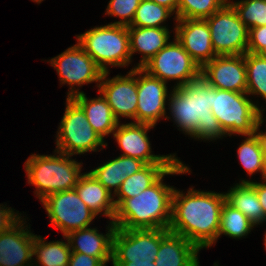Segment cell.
Instances as JSON below:
<instances>
[{
  "label": "cell",
  "mask_w": 266,
  "mask_h": 266,
  "mask_svg": "<svg viewBox=\"0 0 266 266\" xmlns=\"http://www.w3.org/2000/svg\"><path fill=\"white\" fill-rule=\"evenodd\" d=\"M257 54L260 57L266 58V43H265V46Z\"/></svg>",
  "instance_id": "cell-43"
},
{
  "label": "cell",
  "mask_w": 266,
  "mask_h": 266,
  "mask_svg": "<svg viewBox=\"0 0 266 266\" xmlns=\"http://www.w3.org/2000/svg\"><path fill=\"white\" fill-rule=\"evenodd\" d=\"M142 0H110L105 15L118 17L120 21L110 24L129 26L135 16L136 9Z\"/></svg>",
  "instance_id": "cell-34"
},
{
  "label": "cell",
  "mask_w": 266,
  "mask_h": 266,
  "mask_svg": "<svg viewBox=\"0 0 266 266\" xmlns=\"http://www.w3.org/2000/svg\"><path fill=\"white\" fill-rule=\"evenodd\" d=\"M175 21L174 37L200 67L217 56L206 20L176 19Z\"/></svg>",
  "instance_id": "cell-18"
},
{
  "label": "cell",
  "mask_w": 266,
  "mask_h": 266,
  "mask_svg": "<svg viewBox=\"0 0 266 266\" xmlns=\"http://www.w3.org/2000/svg\"><path fill=\"white\" fill-rule=\"evenodd\" d=\"M254 227L255 225L242 212L225 200L221 208L217 240L222 235L233 239L245 238Z\"/></svg>",
  "instance_id": "cell-28"
},
{
  "label": "cell",
  "mask_w": 266,
  "mask_h": 266,
  "mask_svg": "<svg viewBox=\"0 0 266 266\" xmlns=\"http://www.w3.org/2000/svg\"><path fill=\"white\" fill-rule=\"evenodd\" d=\"M189 172L190 168L179 158L150 187L135 197L126 198L116 208L113 219L116 228L169 229L175 187L165 184L164 177Z\"/></svg>",
  "instance_id": "cell-2"
},
{
  "label": "cell",
  "mask_w": 266,
  "mask_h": 266,
  "mask_svg": "<svg viewBox=\"0 0 266 266\" xmlns=\"http://www.w3.org/2000/svg\"><path fill=\"white\" fill-rule=\"evenodd\" d=\"M205 20L216 55H243L247 52L249 29L228 2Z\"/></svg>",
  "instance_id": "cell-10"
},
{
  "label": "cell",
  "mask_w": 266,
  "mask_h": 266,
  "mask_svg": "<svg viewBox=\"0 0 266 266\" xmlns=\"http://www.w3.org/2000/svg\"><path fill=\"white\" fill-rule=\"evenodd\" d=\"M228 0H179L176 19H202L220 10Z\"/></svg>",
  "instance_id": "cell-31"
},
{
  "label": "cell",
  "mask_w": 266,
  "mask_h": 266,
  "mask_svg": "<svg viewBox=\"0 0 266 266\" xmlns=\"http://www.w3.org/2000/svg\"><path fill=\"white\" fill-rule=\"evenodd\" d=\"M225 193L189 188L186 195L175 188L169 231L185 237L200 250L216 245Z\"/></svg>",
  "instance_id": "cell-1"
},
{
  "label": "cell",
  "mask_w": 266,
  "mask_h": 266,
  "mask_svg": "<svg viewBox=\"0 0 266 266\" xmlns=\"http://www.w3.org/2000/svg\"><path fill=\"white\" fill-rule=\"evenodd\" d=\"M168 107L171 119L179 131L197 140L213 141L227 137L213 115L212 86L202 77L184 86L172 87Z\"/></svg>",
  "instance_id": "cell-3"
},
{
  "label": "cell",
  "mask_w": 266,
  "mask_h": 266,
  "mask_svg": "<svg viewBox=\"0 0 266 266\" xmlns=\"http://www.w3.org/2000/svg\"><path fill=\"white\" fill-rule=\"evenodd\" d=\"M98 93L99 96L93 99H89L84 92L74 96L73 99L84 110L94 131L104 140L107 135H113L119 122L115 119L106 99L100 92Z\"/></svg>",
  "instance_id": "cell-24"
},
{
  "label": "cell",
  "mask_w": 266,
  "mask_h": 266,
  "mask_svg": "<svg viewBox=\"0 0 266 266\" xmlns=\"http://www.w3.org/2000/svg\"><path fill=\"white\" fill-rule=\"evenodd\" d=\"M6 205L0 204V234L6 232L22 217L21 212H14L11 207Z\"/></svg>",
  "instance_id": "cell-36"
},
{
  "label": "cell",
  "mask_w": 266,
  "mask_h": 266,
  "mask_svg": "<svg viewBox=\"0 0 266 266\" xmlns=\"http://www.w3.org/2000/svg\"><path fill=\"white\" fill-rule=\"evenodd\" d=\"M167 84L137 67L136 123L156 126L161 118L166 119V105L170 94Z\"/></svg>",
  "instance_id": "cell-14"
},
{
  "label": "cell",
  "mask_w": 266,
  "mask_h": 266,
  "mask_svg": "<svg viewBox=\"0 0 266 266\" xmlns=\"http://www.w3.org/2000/svg\"><path fill=\"white\" fill-rule=\"evenodd\" d=\"M201 77L213 88L246 92L245 54L217 55L201 67Z\"/></svg>",
  "instance_id": "cell-16"
},
{
  "label": "cell",
  "mask_w": 266,
  "mask_h": 266,
  "mask_svg": "<svg viewBox=\"0 0 266 266\" xmlns=\"http://www.w3.org/2000/svg\"><path fill=\"white\" fill-rule=\"evenodd\" d=\"M34 2H36L37 4H40L43 0H32Z\"/></svg>",
  "instance_id": "cell-45"
},
{
  "label": "cell",
  "mask_w": 266,
  "mask_h": 266,
  "mask_svg": "<svg viewBox=\"0 0 266 266\" xmlns=\"http://www.w3.org/2000/svg\"><path fill=\"white\" fill-rule=\"evenodd\" d=\"M173 14L174 13L170 9L152 0H142L129 26L168 28L164 23L167 21V18H170Z\"/></svg>",
  "instance_id": "cell-29"
},
{
  "label": "cell",
  "mask_w": 266,
  "mask_h": 266,
  "mask_svg": "<svg viewBox=\"0 0 266 266\" xmlns=\"http://www.w3.org/2000/svg\"><path fill=\"white\" fill-rule=\"evenodd\" d=\"M145 166L141 160L120 155L89 172L114 196L127 177Z\"/></svg>",
  "instance_id": "cell-23"
},
{
  "label": "cell",
  "mask_w": 266,
  "mask_h": 266,
  "mask_svg": "<svg viewBox=\"0 0 266 266\" xmlns=\"http://www.w3.org/2000/svg\"><path fill=\"white\" fill-rule=\"evenodd\" d=\"M106 234L99 233L97 228H84L62 236L68 240L72 252L84 253L99 258L105 265L112 261L113 236L116 226L109 221Z\"/></svg>",
  "instance_id": "cell-19"
},
{
  "label": "cell",
  "mask_w": 266,
  "mask_h": 266,
  "mask_svg": "<svg viewBox=\"0 0 266 266\" xmlns=\"http://www.w3.org/2000/svg\"><path fill=\"white\" fill-rule=\"evenodd\" d=\"M75 36L103 72H109L110 66L124 68L132 63L127 26L106 24Z\"/></svg>",
  "instance_id": "cell-5"
},
{
  "label": "cell",
  "mask_w": 266,
  "mask_h": 266,
  "mask_svg": "<svg viewBox=\"0 0 266 266\" xmlns=\"http://www.w3.org/2000/svg\"><path fill=\"white\" fill-rule=\"evenodd\" d=\"M265 238H264V244H265V249H266V232H265Z\"/></svg>",
  "instance_id": "cell-46"
},
{
  "label": "cell",
  "mask_w": 266,
  "mask_h": 266,
  "mask_svg": "<svg viewBox=\"0 0 266 266\" xmlns=\"http://www.w3.org/2000/svg\"><path fill=\"white\" fill-rule=\"evenodd\" d=\"M53 154H32L24 164L28 184L35 186L34 195L40 201L50 194L73 190L84 174L83 163L72 159V155L57 150Z\"/></svg>",
  "instance_id": "cell-4"
},
{
  "label": "cell",
  "mask_w": 266,
  "mask_h": 266,
  "mask_svg": "<svg viewBox=\"0 0 266 266\" xmlns=\"http://www.w3.org/2000/svg\"><path fill=\"white\" fill-rule=\"evenodd\" d=\"M125 76L116 75L109 78V72H104L98 86V92L108 102L115 119L130 118L136 122L137 112V67L133 66Z\"/></svg>",
  "instance_id": "cell-13"
},
{
  "label": "cell",
  "mask_w": 266,
  "mask_h": 266,
  "mask_svg": "<svg viewBox=\"0 0 266 266\" xmlns=\"http://www.w3.org/2000/svg\"><path fill=\"white\" fill-rule=\"evenodd\" d=\"M68 266H107L99 258L84 253L72 252Z\"/></svg>",
  "instance_id": "cell-37"
},
{
  "label": "cell",
  "mask_w": 266,
  "mask_h": 266,
  "mask_svg": "<svg viewBox=\"0 0 266 266\" xmlns=\"http://www.w3.org/2000/svg\"><path fill=\"white\" fill-rule=\"evenodd\" d=\"M247 138L241 142L237 150L240 164L243 166L248 176L254 173H262L263 152L255 134L246 135Z\"/></svg>",
  "instance_id": "cell-32"
},
{
  "label": "cell",
  "mask_w": 266,
  "mask_h": 266,
  "mask_svg": "<svg viewBox=\"0 0 266 266\" xmlns=\"http://www.w3.org/2000/svg\"><path fill=\"white\" fill-rule=\"evenodd\" d=\"M262 175V179L260 180V181H264V182H266V155H264L263 156V168H262V173H261Z\"/></svg>",
  "instance_id": "cell-42"
},
{
  "label": "cell",
  "mask_w": 266,
  "mask_h": 266,
  "mask_svg": "<svg viewBox=\"0 0 266 266\" xmlns=\"http://www.w3.org/2000/svg\"><path fill=\"white\" fill-rule=\"evenodd\" d=\"M152 1L159 5L167 7L175 15L177 14L179 0H152Z\"/></svg>",
  "instance_id": "cell-40"
},
{
  "label": "cell",
  "mask_w": 266,
  "mask_h": 266,
  "mask_svg": "<svg viewBox=\"0 0 266 266\" xmlns=\"http://www.w3.org/2000/svg\"><path fill=\"white\" fill-rule=\"evenodd\" d=\"M173 39L141 68L166 83L176 80L173 87H179L200 78L201 67L177 39Z\"/></svg>",
  "instance_id": "cell-8"
},
{
  "label": "cell",
  "mask_w": 266,
  "mask_h": 266,
  "mask_svg": "<svg viewBox=\"0 0 266 266\" xmlns=\"http://www.w3.org/2000/svg\"><path fill=\"white\" fill-rule=\"evenodd\" d=\"M26 223V217H21L6 232L0 234V266L33 265L35 233L31 232L30 225L28 227Z\"/></svg>",
  "instance_id": "cell-17"
},
{
  "label": "cell",
  "mask_w": 266,
  "mask_h": 266,
  "mask_svg": "<svg viewBox=\"0 0 266 266\" xmlns=\"http://www.w3.org/2000/svg\"><path fill=\"white\" fill-rule=\"evenodd\" d=\"M225 197L231 206L242 212L256 227L265 223V215L256 189L250 182L236 183L225 193Z\"/></svg>",
  "instance_id": "cell-25"
},
{
  "label": "cell",
  "mask_w": 266,
  "mask_h": 266,
  "mask_svg": "<svg viewBox=\"0 0 266 266\" xmlns=\"http://www.w3.org/2000/svg\"><path fill=\"white\" fill-rule=\"evenodd\" d=\"M47 62L56 69L60 84L70 87L67 98L83 93L80 87L85 84L96 82L98 87L104 73L78 42Z\"/></svg>",
  "instance_id": "cell-9"
},
{
  "label": "cell",
  "mask_w": 266,
  "mask_h": 266,
  "mask_svg": "<svg viewBox=\"0 0 266 266\" xmlns=\"http://www.w3.org/2000/svg\"><path fill=\"white\" fill-rule=\"evenodd\" d=\"M173 163L147 164L139 172L127 177L114 195L116 208L126 199L132 198L150 187Z\"/></svg>",
  "instance_id": "cell-26"
},
{
  "label": "cell",
  "mask_w": 266,
  "mask_h": 266,
  "mask_svg": "<svg viewBox=\"0 0 266 266\" xmlns=\"http://www.w3.org/2000/svg\"><path fill=\"white\" fill-rule=\"evenodd\" d=\"M199 263H200V262H199V260H198V261H197V262H196V263H195L193 266H200V265H199ZM213 266H218V263H217V264H216V263H214V265H213Z\"/></svg>",
  "instance_id": "cell-44"
},
{
  "label": "cell",
  "mask_w": 266,
  "mask_h": 266,
  "mask_svg": "<svg viewBox=\"0 0 266 266\" xmlns=\"http://www.w3.org/2000/svg\"><path fill=\"white\" fill-rule=\"evenodd\" d=\"M200 249L181 235L160 229V246L156 266H193L198 261Z\"/></svg>",
  "instance_id": "cell-20"
},
{
  "label": "cell",
  "mask_w": 266,
  "mask_h": 266,
  "mask_svg": "<svg viewBox=\"0 0 266 266\" xmlns=\"http://www.w3.org/2000/svg\"><path fill=\"white\" fill-rule=\"evenodd\" d=\"M45 239L35 234L33 243L35 259L33 258L32 266H68L72 253L68 240L46 242Z\"/></svg>",
  "instance_id": "cell-27"
},
{
  "label": "cell",
  "mask_w": 266,
  "mask_h": 266,
  "mask_svg": "<svg viewBox=\"0 0 266 266\" xmlns=\"http://www.w3.org/2000/svg\"><path fill=\"white\" fill-rule=\"evenodd\" d=\"M129 33L130 54H141L136 67H142L170 42L169 28L127 26Z\"/></svg>",
  "instance_id": "cell-21"
},
{
  "label": "cell",
  "mask_w": 266,
  "mask_h": 266,
  "mask_svg": "<svg viewBox=\"0 0 266 266\" xmlns=\"http://www.w3.org/2000/svg\"><path fill=\"white\" fill-rule=\"evenodd\" d=\"M113 266H156L155 262H112Z\"/></svg>",
  "instance_id": "cell-41"
},
{
  "label": "cell",
  "mask_w": 266,
  "mask_h": 266,
  "mask_svg": "<svg viewBox=\"0 0 266 266\" xmlns=\"http://www.w3.org/2000/svg\"><path fill=\"white\" fill-rule=\"evenodd\" d=\"M266 43V25L249 29L247 52L257 54Z\"/></svg>",
  "instance_id": "cell-35"
},
{
  "label": "cell",
  "mask_w": 266,
  "mask_h": 266,
  "mask_svg": "<svg viewBox=\"0 0 266 266\" xmlns=\"http://www.w3.org/2000/svg\"><path fill=\"white\" fill-rule=\"evenodd\" d=\"M41 203L48 214L50 225L61 231L63 236L90 227L96 217L75 189L50 194Z\"/></svg>",
  "instance_id": "cell-11"
},
{
  "label": "cell",
  "mask_w": 266,
  "mask_h": 266,
  "mask_svg": "<svg viewBox=\"0 0 266 266\" xmlns=\"http://www.w3.org/2000/svg\"><path fill=\"white\" fill-rule=\"evenodd\" d=\"M263 114L259 117L257 125H256V129L254 131V134L256 135L260 147H261V151L263 152V155H266V131L263 132L262 130H260V127L263 125V122L265 118H263Z\"/></svg>",
  "instance_id": "cell-39"
},
{
  "label": "cell",
  "mask_w": 266,
  "mask_h": 266,
  "mask_svg": "<svg viewBox=\"0 0 266 266\" xmlns=\"http://www.w3.org/2000/svg\"><path fill=\"white\" fill-rule=\"evenodd\" d=\"M80 199L96 215L113 221L116 213L114 196L90 172H85L74 187Z\"/></svg>",
  "instance_id": "cell-22"
},
{
  "label": "cell",
  "mask_w": 266,
  "mask_h": 266,
  "mask_svg": "<svg viewBox=\"0 0 266 266\" xmlns=\"http://www.w3.org/2000/svg\"><path fill=\"white\" fill-rule=\"evenodd\" d=\"M246 92H233L212 87V113L228 136L254 134L265 109L248 98Z\"/></svg>",
  "instance_id": "cell-6"
},
{
  "label": "cell",
  "mask_w": 266,
  "mask_h": 266,
  "mask_svg": "<svg viewBox=\"0 0 266 266\" xmlns=\"http://www.w3.org/2000/svg\"><path fill=\"white\" fill-rule=\"evenodd\" d=\"M65 105L55 150L73 156L104 149L108 144L91 127L82 107L73 98H66Z\"/></svg>",
  "instance_id": "cell-7"
},
{
  "label": "cell",
  "mask_w": 266,
  "mask_h": 266,
  "mask_svg": "<svg viewBox=\"0 0 266 266\" xmlns=\"http://www.w3.org/2000/svg\"><path fill=\"white\" fill-rule=\"evenodd\" d=\"M228 3L248 29L266 25V0H228Z\"/></svg>",
  "instance_id": "cell-33"
},
{
  "label": "cell",
  "mask_w": 266,
  "mask_h": 266,
  "mask_svg": "<svg viewBox=\"0 0 266 266\" xmlns=\"http://www.w3.org/2000/svg\"><path fill=\"white\" fill-rule=\"evenodd\" d=\"M240 182H250L254 186V188L256 189V194L259 199V203L262 206L266 221V182L264 181L254 182L252 180H246V179L244 180L240 179Z\"/></svg>",
  "instance_id": "cell-38"
},
{
  "label": "cell",
  "mask_w": 266,
  "mask_h": 266,
  "mask_svg": "<svg viewBox=\"0 0 266 266\" xmlns=\"http://www.w3.org/2000/svg\"><path fill=\"white\" fill-rule=\"evenodd\" d=\"M247 90L249 95H260L266 102V58L258 54L245 53Z\"/></svg>",
  "instance_id": "cell-30"
},
{
  "label": "cell",
  "mask_w": 266,
  "mask_h": 266,
  "mask_svg": "<svg viewBox=\"0 0 266 266\" xmlns=\"http://www.w3.org/2000/svg\"><path fill=\"white\" fill-rule=\"evenodd\" d=\"M155 126L144 123H118L113 137L123 152L121 155L132 157L147 164L174 163L176 154L155 155L152 152L148 131Z\"/></svg>",
  "instance_id": "cell-15"
},
{
  "label": "cell",
  "mask_w": 266,
  "mask_h": 266,
  "mask_svg": "<svg viewBox=\"0 0 266 266\" xmlns=\"http://www.w3.org/2000/svg\"><path fill=\"white\" fill-rule=\"evenodd\" d=\"M160 246V229L116 228L112 262H154Z\"/></svg>",
  "instance_id": "cell-12"
}]
</instances>
